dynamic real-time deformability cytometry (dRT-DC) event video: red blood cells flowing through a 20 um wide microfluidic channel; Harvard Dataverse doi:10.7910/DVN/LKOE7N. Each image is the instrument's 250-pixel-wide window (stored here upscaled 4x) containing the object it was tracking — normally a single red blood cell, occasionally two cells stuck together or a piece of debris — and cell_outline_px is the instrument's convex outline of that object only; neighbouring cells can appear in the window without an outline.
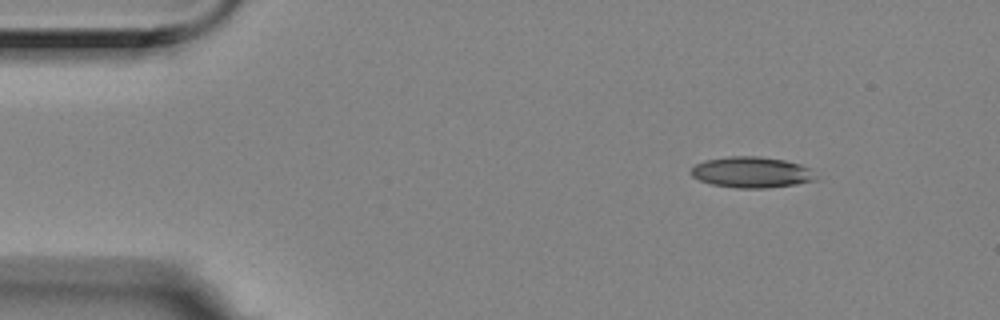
{"species": "Egyptian fruit bat (a non-hibernating species)", "species_latin": "Rousettus aegyptiacus", "temperature_condition": "room temperature", "stored_images_in_passage": 4, "camera_frame_rate_fps": 3000, "um_per_image_px": 0.085, "animal": {"sex": "female"}, "frame": {"image": 1, "passage_image": 2, "time_ms": 0.333, "image_size_px": [1000, 320], "cell_outline_px": [[816, 180], [796, 184], [768, 188], [736, 188], [712, 184], [700, 180], [692, 176], [692, 168], [696, 164], [704, 160], [732, 156], [760, 156], [784, 160], [800, 164], [808, 168]], "centroid_in_image_um": [63.86, 14.64], "position_along_channel_um": 21.1, "area_um2": 22.25}}
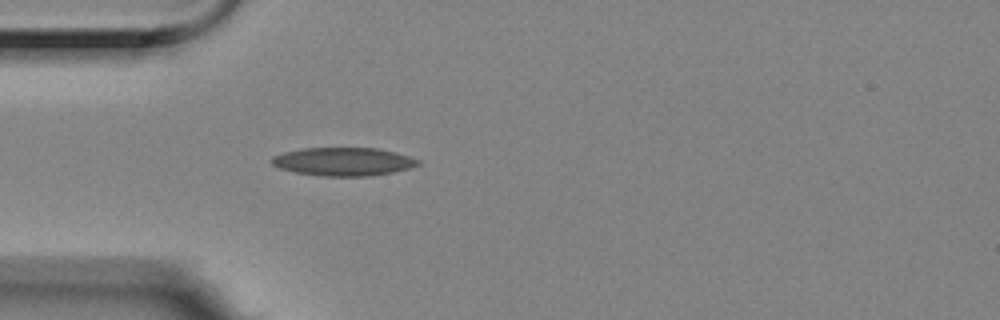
{"frame": {"image": 2, "passage_image": 4, "time_ms": 1.0, "image_size_px": [1000, 320], "cell_outline_px": [[420, 164], [408, 168], [392, 172], [372, 176], [320, 176], [296, 172], [280, 168], [272, 164], [272, 156], [284, 152], [304, 148], [376, 148], [396, 152], [420, 160]], "centroid_in_image_um": [29.19, 13.74], "position_along_channel_um": 55.8, "area_um2": 23.99}}